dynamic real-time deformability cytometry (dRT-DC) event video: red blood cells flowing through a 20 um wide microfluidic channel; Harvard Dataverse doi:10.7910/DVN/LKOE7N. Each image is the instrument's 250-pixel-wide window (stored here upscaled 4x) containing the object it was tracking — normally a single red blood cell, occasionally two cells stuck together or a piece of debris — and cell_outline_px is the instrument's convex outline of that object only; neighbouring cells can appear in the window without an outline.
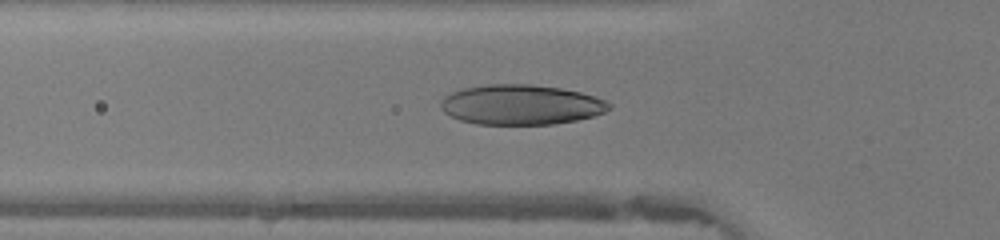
{"species": "human", "species_latin": "Homo sapiens", "temperature_condition": "warm", "stored_images_in_passage": 42, "camera_frame_rate_fps": 3000, "um_per_image_px": 0.085, "donor": {"sex": "female"}, "frame": {"image": 1, "passage_image": 15, "time_ms": 4.667, "image_size_px": [1000, 240], "cell_outline_px": [[612, 108], [604, 112], [592, 116], [576, 120], [552, 124], [476, 124], [460, 120], [444, 112], [440, 108], [440, 100], [444, 96], [452, 92], [464, 88], [488, 84], [532, 84], [560, 88], [580, 92], [604, 100], [612, 104]], "centroid_in_image_um": [44.26, 8.9], "position_along_channel_um": 81.5, "area_um2": 39.19}}
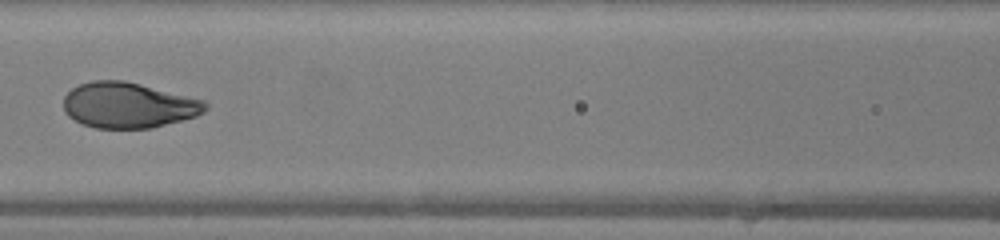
{"frame": {"image": 2, "passage_image": 20, "time_ms": 6.333, "image_size_px": [1000, 240], "cell_outline_px": [[208, 108], [204, 112], [196, 116], [152, 128], [96, 128], [80, 124], [68, 116], [64, 112], [64, 96], [72, 88], [80, 84], [92, 80], [124, 80], [204, 100], [208, 104]], "centroid_in_image_um": [10.89, 8.94], "position_along_channel_um": 155.7, "area_um2": 37.74}}
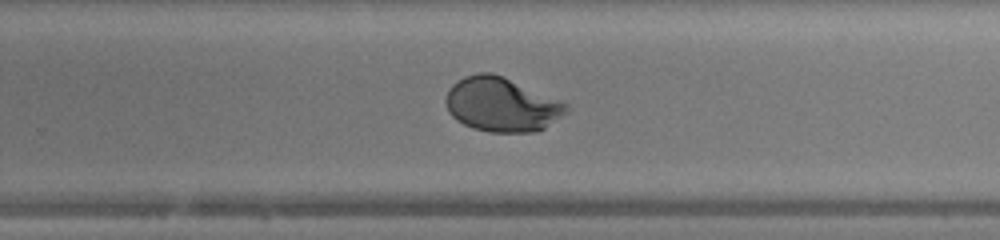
{"frame": {"image": 3, "passage_image": 29, "time_ms": 9.333, "image_size_px": [1000, 240], "cell_outline_px": [[568, 112], [544, 128], [532, 132], [488, 132], [472, 128], [456, 120], [448, 112], [444, 100], [448, 88], [456, 80], [464, 76], [480, 72], [492, 72], [560, 100], [568, 104]], "centroid_in_image_um": [42.59, 8.88], "position_along_channel_um": 287.2, "area_um2": 38.15}, "authors_computed_cell_mechanics": {"area_um2": 38.1769, "velocity_mm_per_s": 4.3967, "shape_relaxation_time_tau1_ms": 3.4889, "shape_relaxation_time_tau2_ms": null, "deformation_change_tau1": 0.2191, "deformation_change_tau2": null}}